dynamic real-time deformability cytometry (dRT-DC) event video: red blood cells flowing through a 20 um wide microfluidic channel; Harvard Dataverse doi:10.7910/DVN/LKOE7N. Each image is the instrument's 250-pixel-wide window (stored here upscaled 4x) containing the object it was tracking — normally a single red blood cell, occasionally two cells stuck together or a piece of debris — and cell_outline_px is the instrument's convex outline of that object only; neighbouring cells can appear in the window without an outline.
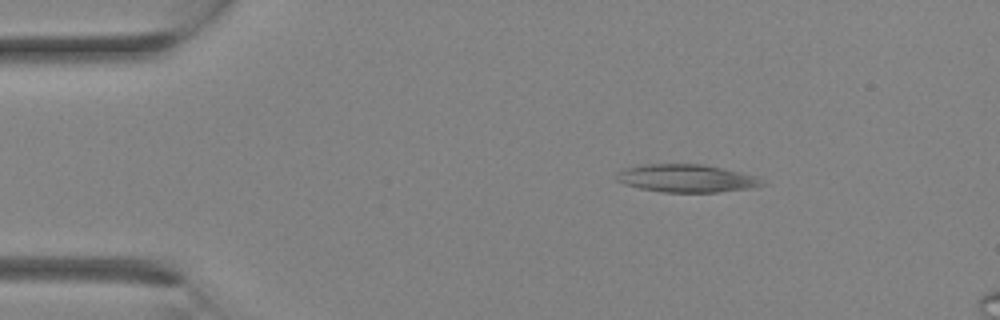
{"species": "Egyptian fruit bat (a non-hibernating species)", "species_latin": "Rousettus aegyptiacus", "temperature_condition": "room temperature", "stored_images_in_passage": 5, "camera_frame_rate_fps": 3000, "um_per_image_px": 0.085, "animal": {"sex": "female"}, "frame": {"image": 1, "passage_image": 1, "time_ms": 0.0, "image_size_px": [1000, 320], "cell_outline_px": [[768, 184], [756, 188], [720, 192], [664, 192], [640, 188], [624, 184], [616, 180], [616, 172], [624, 168], [640, 164], [704, 164], [740, 172], [756, 176]], "centroid_in_image_um": [58.37, 15.16], "position_along_channel_um": 26.6, "area_um2": 23.93}}